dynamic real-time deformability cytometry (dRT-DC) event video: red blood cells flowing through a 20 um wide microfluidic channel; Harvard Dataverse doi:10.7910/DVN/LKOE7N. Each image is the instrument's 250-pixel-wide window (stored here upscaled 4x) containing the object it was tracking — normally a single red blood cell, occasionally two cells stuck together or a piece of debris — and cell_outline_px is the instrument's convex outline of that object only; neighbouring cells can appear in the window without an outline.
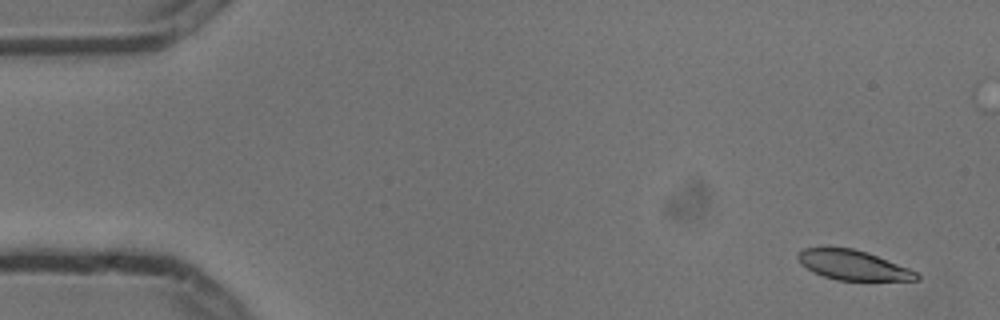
{"species": "common noctule bat (a hibernating species)", "species_latin": "Nyctalus noctula", "temperature_condition": "cold", "stored_images_in_passage": 4, "camera_frame_rate_fps": 3000, "um_per_image_px": 0.085, "animal": {"sex": "male", "body_mass_g": 13.3}, "frame": {"image": 1, "passage_image": 1, "time_ms": 0.0, "image_size_px": [1000, 320], "cell_outline_px": [[920, 280], [836, 280], [812, 272], [800, 264], [796, 256], [804, 248], [852, 248], [868, 252], [908, 268], [916, 272], [920, 276]], "centroid_in_image_um": [72.49, 22.54], "position_along_channel_um": 12.5, "area_um2": 20.4}}
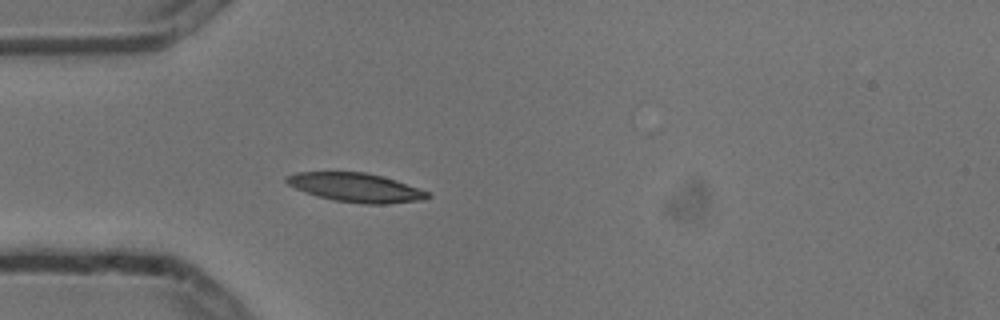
{"frame": {"image": 2, "passage_image": 4, "time_ms": 1.0, "image_size_px": [1000, 320], "cell_outline_px": [[432, 196], [424, 200], [384, 204], [364, 204], [336, 200], [316, 196], [296, 188], [288, 184], [284, 180], [284, 176], [296, 172], [364, 172], [380, 176], [428, 192]], "centroid_in_image_um": [30.19, 15.94], "position_along_channel_um": 54.8, "area_um2": 23.41}}